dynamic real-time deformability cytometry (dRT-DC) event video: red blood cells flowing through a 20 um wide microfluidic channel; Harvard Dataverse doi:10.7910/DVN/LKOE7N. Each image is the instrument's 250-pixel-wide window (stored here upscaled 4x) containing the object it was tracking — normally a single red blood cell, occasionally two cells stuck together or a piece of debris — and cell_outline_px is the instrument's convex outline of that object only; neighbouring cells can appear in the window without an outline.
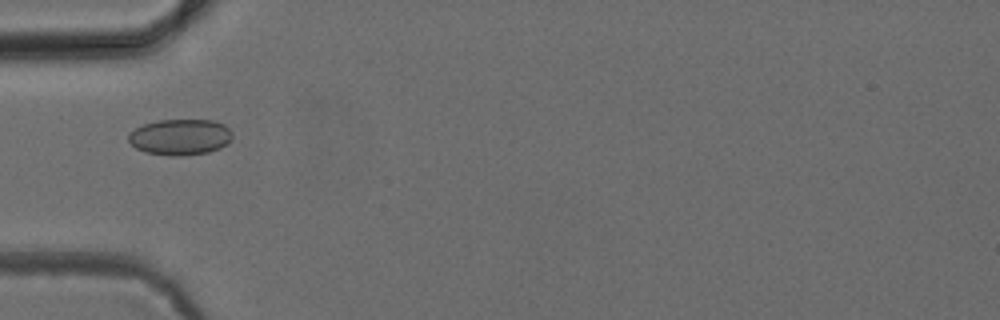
{"species": "common noctule bat (a hibernating species)", "species_latin": "Nyctalus noctula", "temperature_condition": "cold", "stored_images_in_passage": 5, "camera_frame_rate_fps": 3000, "um_per_image_px": 0.085, "animal": {"sex": "female", "body_mass_g": 24.6, "forearm_length_mm": 56.2}, "frame": {"image": 1, "passage_image": 5, "time_ms": 5.333, "image_size_px": [1000, 320], "cell_outline_px": [[232, 140], [220, 148], [208, 152], [180, 156], [172, 156], [144, 152], [136, 148], [128, 140], [128, 136], [136, 128], [144, 124], [156, 120], [212, 120], [224, 124], [232, 132]], "centroid_in_image_um": [15.33, 11.65], "position_along_channel_um": 69.7, "area_um2": 21.79}}